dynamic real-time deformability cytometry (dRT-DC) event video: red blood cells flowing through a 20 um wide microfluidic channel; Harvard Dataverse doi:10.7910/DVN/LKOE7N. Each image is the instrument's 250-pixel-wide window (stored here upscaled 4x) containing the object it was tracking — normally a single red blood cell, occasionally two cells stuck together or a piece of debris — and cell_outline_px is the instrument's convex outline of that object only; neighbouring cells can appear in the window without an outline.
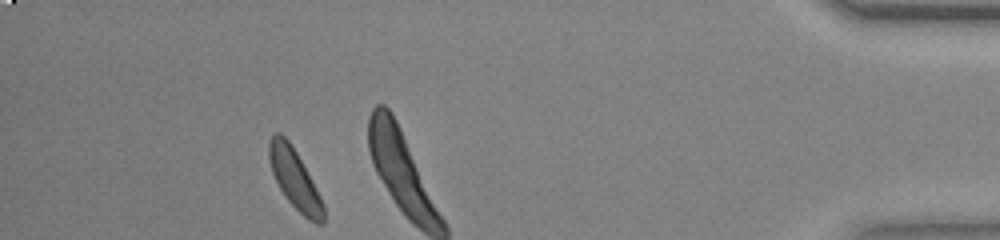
{"species": "common noctule bat (a hibernating species)", "species_latin": "Nyctalus noctula", "temperature_condition": "warm", "stored_images_in_passage": 44, "camera_frame_rate_fps": 3000, "um_per_image_px": 0.085, "animal": {"sex": "female", "body_mass_g": 23.0, "forearm_length_mm": 53.4}, "frame": {"image": 1, "passage_image": 38, "time_ms": 12.333, "image_size_px": [1000, 240], "cell_outline_px": [[324, 224], [316, 224], [308, 220], [284, 196], [272, 172], [268, 160], [268, 144], [272, 136], [276, 132], [280, 132], [288, 140], [296, 152], [312, 180], [324, 204]], "centroid_in_image_um": [25.05, 15.23], "position_along_channel_um": 410.2, "area_um2": 18.73}, "authors_computed_cell_mechanics": {"area_um2": 18.7561, "velocity_mm_per_s": 3.7466, "shape_relaxation_time_tau1_ms": 4.7006, "shape_relaxation_time_tau2_ms": null, "deformation_change_tau1": 0.1266, "deformation_change_tau2": null}}